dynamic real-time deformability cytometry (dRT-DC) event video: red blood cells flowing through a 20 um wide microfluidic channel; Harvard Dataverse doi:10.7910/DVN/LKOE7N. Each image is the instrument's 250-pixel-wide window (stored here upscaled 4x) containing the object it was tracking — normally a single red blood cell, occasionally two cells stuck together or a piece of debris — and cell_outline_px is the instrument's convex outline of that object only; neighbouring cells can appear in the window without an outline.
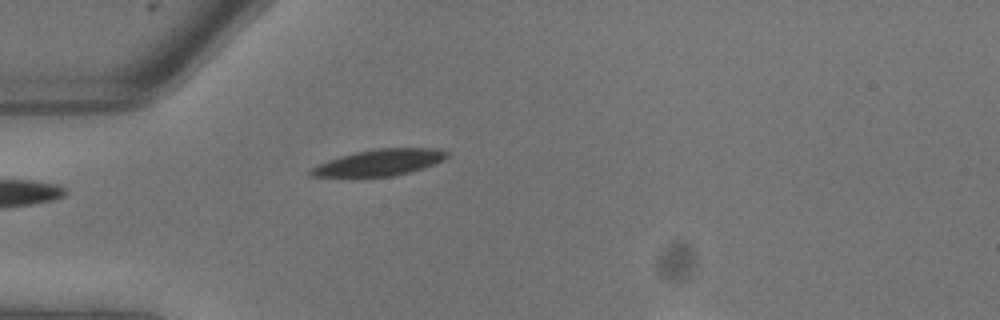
{"species": "common noctule bat (a hibernating species)", "species_latin": "Nyctalus noctula", "temperature_condition": "warm", "stored_images_in_passage": 7, "camera_frame_rate_fps": 3000, "um_per_image_px": 0.085, "animal": {"sex": "male", "body_mass_g": 13.3}, "frame": {"image": 1, "passage_image": 1, "time_ms": 0.0, "image_size_px": [1000, 320], "cell_outline_px": [[448, 156], [444, 160], [424, 168], [412, 172], [392, 176], [308, 176], [308, 172], [312, 168], [328, 160], [340, 156], [356, 152], [376, 148], [436, 148], [448, 152]], "centroid_in_image_um": [32.3, 13.8], "position_along_channel_um": 52.7, "area_um2": 20.75}}
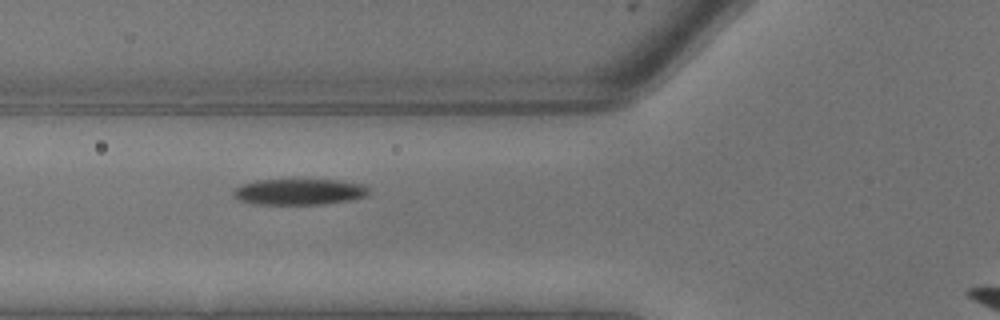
{"frame": {"image": 2, "passage_image": 3, "time_ms": 0.667, "image_size_px": [1000, 320], "cell_outline_px": [[368, 192], [364, 196], [348, 200], [324, 204], [252, 204], [240, 200], [232, 196], [232, 192], [240, 184], [256, 180], [340, 180], [364, 184], [368, 188]], "centroid_in_image_um": [25.38, 16.3], "position_along_channel_um": 100.4, "area_um2": 20.52}}
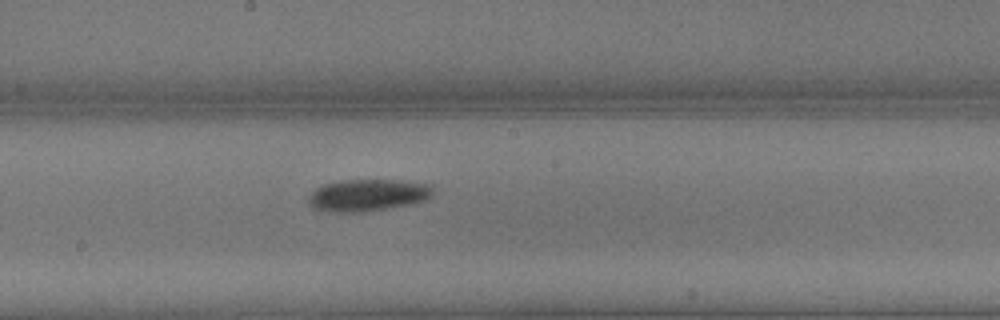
{"frame": {"image": 3, "passage_image": 7, "time_ms": 2.0, "image_size_px": [1000, 320], "cell_outline_px": [[432, 196], [424, 200], [412, 204], [360, 212], [328, 212], [312, 208], [308, 204], [308, 196], [316, 188], [324, 184], [344, 180], [400, 180], [432, 184]], "centroid_in_image_um": [31.24, 16.59], "position_along_channel_um": 217.0, "area_um2": 23.29}}